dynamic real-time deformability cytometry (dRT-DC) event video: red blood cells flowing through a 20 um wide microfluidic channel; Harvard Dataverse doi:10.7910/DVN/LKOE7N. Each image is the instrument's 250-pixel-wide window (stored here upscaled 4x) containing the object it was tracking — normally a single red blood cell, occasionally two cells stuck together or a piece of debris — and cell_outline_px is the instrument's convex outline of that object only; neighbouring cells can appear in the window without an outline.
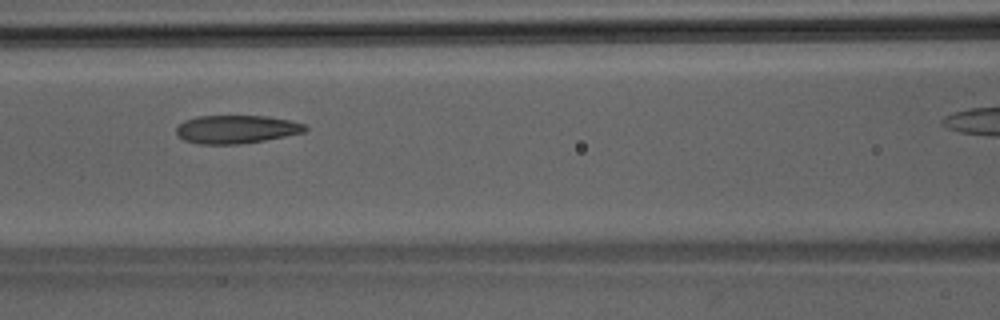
{"species": "Egyptian fruit bat (a non-hibernating species)", "species_latin": "Rousettus aegyptiacus", "temperature_condition": "room temperature", "stored_images_in_passage": 31, "camera_frame_rate_fps": 3000, "um_per_image_px": 0.085, "animal": {"sex": "male"}, "frame": {"image": 1, "passage_image": 14, "time_ms": 4.333, "image_size_px": [1000, 320], "cell_outline_px": [[308, 128], [304, 132], [264, 140], [240, 144], [200, 144], [184, 140], [176, 136], [176, 128], [184, 120], [196, 116], [268, 116], [288, 120], [304, 124]], "centroid_in_image_um": [20.04, 10.99], "position_along_channel_um": 146.6, "area_um2": 21.15}}